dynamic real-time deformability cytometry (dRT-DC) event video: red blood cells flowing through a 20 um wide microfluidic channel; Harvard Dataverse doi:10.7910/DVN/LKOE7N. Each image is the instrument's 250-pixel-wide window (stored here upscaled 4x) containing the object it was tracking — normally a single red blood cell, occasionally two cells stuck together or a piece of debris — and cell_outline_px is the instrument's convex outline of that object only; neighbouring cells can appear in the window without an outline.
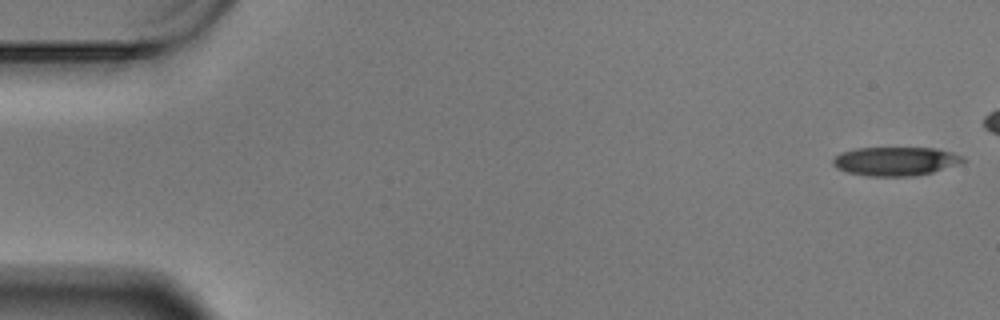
{"species": "Egyptian fruit bat (a non-hibernating species)", "species_latin": "Rousettus aegyptiacus", "temperature_condition": "warm", "stored_images_in_passage": 51, "camera_frame_rate_fps": 3000, "um_per_image_px": 0.085, "animal": {"sex": "male"}, "frame": {"image": 1, "passage_image": 1, "time_ms": 0.0, "image_size_px": [1000, 320], "cell_outline_px": [[964, 160], [956, 164], [932, 172], [912, 176], [868, 176], [848, 172], [836, 168], [832, 164], [832, 160], [840, 152], [856, 148], [936, 148], [952, 152], [964, 156]], "centroid_in_image_um": [76.07, 13.7], "position_along_channel_um": 8.9, "area_um2": 21.68}}
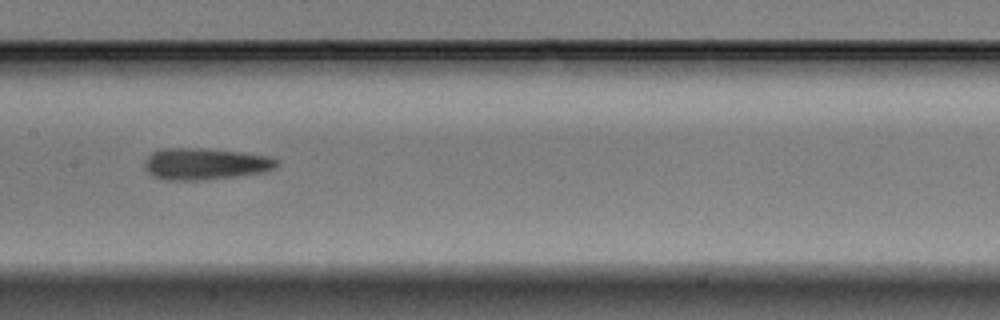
{"frame": {"image": 2, "passage_image": 29, "time_ms": 9.333, "image_size_px": [1000, 320], "cell_outline_px": [[280, 164], [276, 168], [264, 172], [240, 176], [204, 180], [168, 180], [152, 176], [144, 168], [144, 160], [152, 152], [160, 148], [200, 148], [240, 152], [268, 156], [280, 160]], "centroid_in_image_um": [17.45, 13.93], "position_along_channel_um": 189.9, "area_um2": 24.68}}
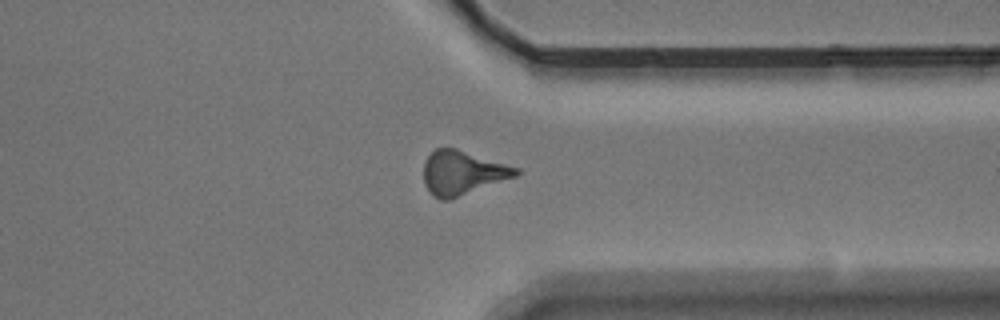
{"frame": {"image": 3, "passage_image": 45, "time_ms": 14.667, "image_size_px": [1000, 320], "cell_outline_px": [[520, 172], [516, 176], [448, 200], [440, 200], [432, 196], [424, 184], [424, 160], [436, 148], [456, 148], [520, 168]], "centroid_in_image_um": [39.29, 14.68], "position_along_channel_um": 372.1, "area_um2": 23.58}}